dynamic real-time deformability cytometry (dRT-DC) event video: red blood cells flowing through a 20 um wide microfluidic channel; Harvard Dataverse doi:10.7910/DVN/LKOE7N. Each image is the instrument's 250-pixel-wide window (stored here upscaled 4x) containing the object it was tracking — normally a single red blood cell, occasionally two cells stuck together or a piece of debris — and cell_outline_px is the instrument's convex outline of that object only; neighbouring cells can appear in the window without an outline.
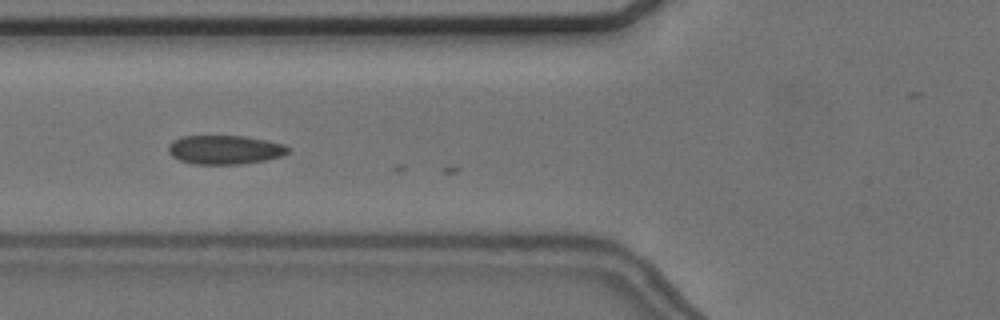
{"species": "common noctule bat (a hibernating species)", "species_latin": "Nyctalus noctula", "temperature_condition": "cold", "stored_images_in_passage": 23, "camera_frame_rate_fps": 3000, "um_per_image_px": 0.085, "animal": {"sex": "female", "body_mass_g": 24.6, "forearm_length_mm": 56.2}, "frame": {"image": 1, "passage_image": 22, "time_ms": 7.0, "image_size_px": [1000, 320], "cell_outline_px": [[292, 148], [288, 152], [280, 156], [264, 160], [240, 164], [192, 164], [180, 160], [172, 156], [168, 152], [168, 144], [172, 140], [180, 136], [244, 136], [268, 140], [284, 144]], "centroid_in_image_um": [19.09, 12.72], "position_along_channel_um": 106.7, "area_um2": 20.35}}